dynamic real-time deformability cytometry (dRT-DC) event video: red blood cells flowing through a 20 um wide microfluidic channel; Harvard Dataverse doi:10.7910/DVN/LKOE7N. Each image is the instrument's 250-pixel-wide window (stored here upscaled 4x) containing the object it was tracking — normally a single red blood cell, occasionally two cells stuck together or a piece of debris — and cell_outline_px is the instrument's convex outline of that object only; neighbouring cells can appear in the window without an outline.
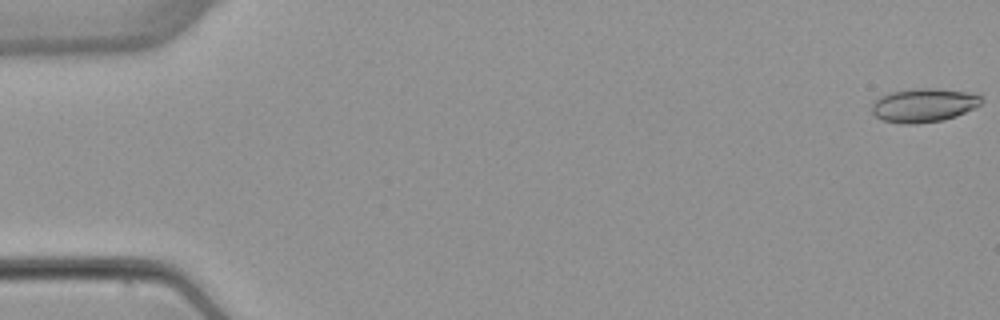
{"species": "common noctule bat (a hibernating species)", "species_latin": "Nyctalus noctula", "temperature_condition": "warm", "stored_images_in_passage": 6, "camera_frame_rate_fps": 3000, "um_per_image_px": 0.085, "animal": {"sex": "female", "body_mass_g": 22.7, "forearm_length_mm": 54.2}, "frame": {"image": 1, "passage_image": 1, "time_ms": 0.0, "image_size_px": [1000, 320], "cell_outline_px": [[984, 100], [976, 108], [956, 116], [944, 120], [916, 124], [900, 124], [880, 120], [872, 112], [872, 104], [880, 96], [892, 92], [916, 88], [936, 88], [976, 92]], "centroid_in_image_um": [78.56, 8.94], "position_along_channel_um": 6.4, "area_um2": 21.96}}
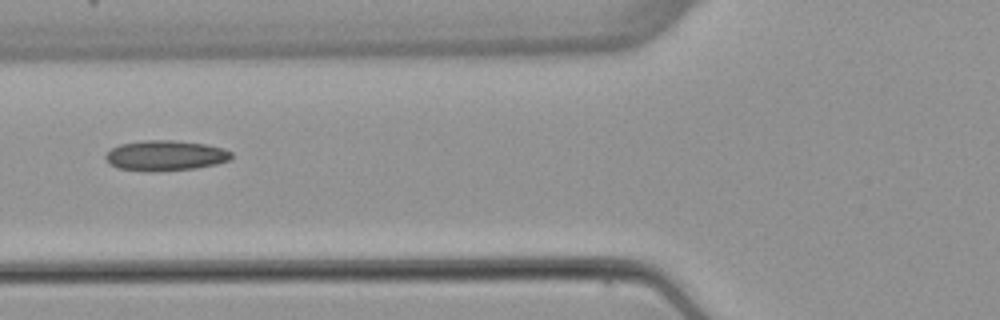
{"frame": {"image": 2, "passage_image": 6, "time_ms": 6.667, "image_size_px": [1000, 320], "cell_outline_px": [[232, 156], [228, 160], [216, 164], [196, 168], [156, 172], [148, 172], [120, 168], [112, 164], [104, 156], [112, 148], [120, 144], [144, 140], [176, 140], [204, 144], [224, 148], [232, 152]], "centroid_in_image_um": [14.08, 13.22], "position_along_channel_um": 111.7, "area_um2": 22.2}}